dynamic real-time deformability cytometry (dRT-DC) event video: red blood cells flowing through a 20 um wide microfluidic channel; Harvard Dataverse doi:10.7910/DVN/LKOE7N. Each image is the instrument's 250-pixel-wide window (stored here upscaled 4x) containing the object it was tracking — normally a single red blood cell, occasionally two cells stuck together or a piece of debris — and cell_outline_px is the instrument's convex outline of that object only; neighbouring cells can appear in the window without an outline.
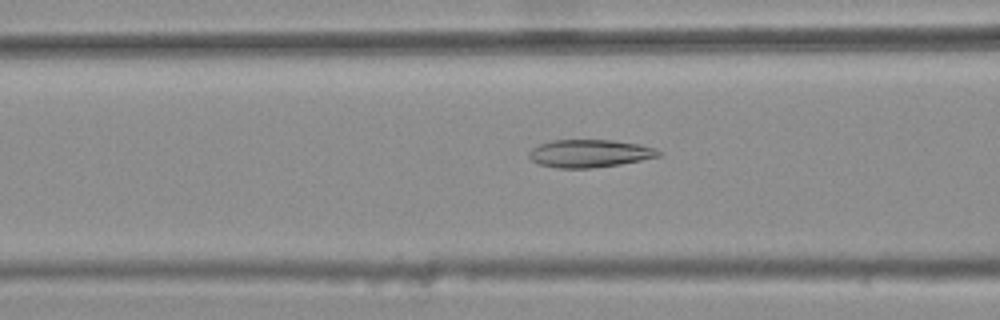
{"species": "common noctule bat (a hibernating species)", "species_latin": "Nyctalus noctula", "temperature_condition": "warm", "stored_images_in_passage": 38, "camera_frame_rate_fps": 3000, "um_per_image_px": 0.085, "animal": {"sex": "female", "body_mass_g": 25.1}, "frame": {"image": 1, "passage_image": 12, "time_ms": 3.667, "image_size_px": [1000, 320], "cell_outline_px": [[664, 152], [660, 156], [620, 164], [592, 168], [560, 168], [540, 164], [532, 160], [528, 156], [528, 152], [532, 148], [540, 144], [552, 140], [612, 140], [640, 144], [656, 148]], "centroid_in_image_um": [50.15, 13.03], "position_along_channel_um": 116.5, "area_um2": 20.98}}
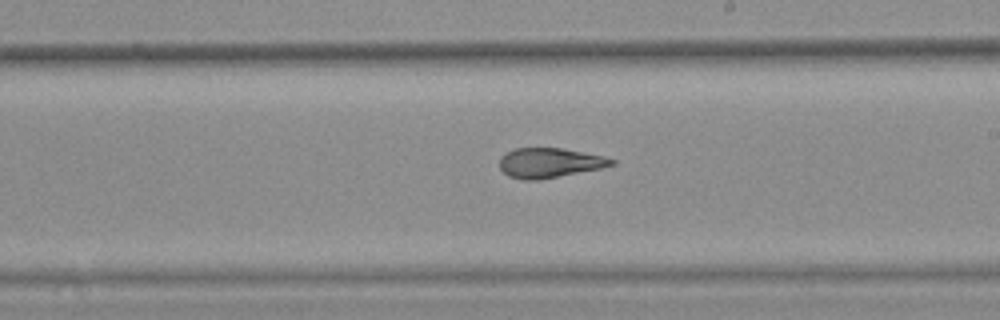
{"frame": {"image": 2, "passage_image": 22, "time_ms": 7.0, "image_size_px": [1000, 320], "cell_outline_px": [[616, 164], [600, 168], [536, 180], [524, 180], [508, 176], [500, 168], [500, 156], [504, 152], [516, 148], [560, 148], [604, 156], [616, 160]], "centroid_in_image_um": [46.68, 13.83], "position_along_channel_um": 242.3, "area_um2": 19.25}}
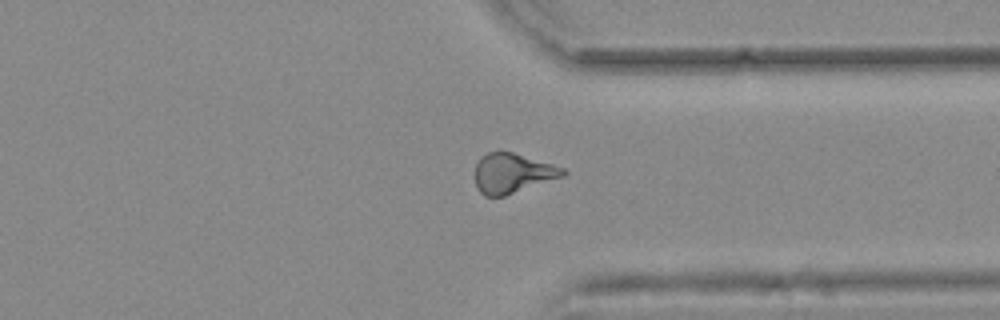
{"frame": {"image": 3, "passage_image": 32, "time_ms": 10.333, "image_size_px": [1000, 320], "cell_outline_px": [[568, 172], [564, 176], [504, 196], [484, 196], [476, 188], [476, 164], [480, 156], [488, 152], [500, 148], [552, 164], [564, 168]], "centroid_in_image_um": [43.54, 14.69], "position_along_channel_um": 367.9, "area_um2": 20.63}, "authors_computed_cell_mechanics": {"area_um2": 20.3167, "velocity_mm_per_s": 3.7797, "shape_relaxation_time_tau1_ms": null, "shape_relaxation_time_tau2_ms": 2.0387, "deformation_change_tau1": null, "deformation_change_tau2": 0.0926}}